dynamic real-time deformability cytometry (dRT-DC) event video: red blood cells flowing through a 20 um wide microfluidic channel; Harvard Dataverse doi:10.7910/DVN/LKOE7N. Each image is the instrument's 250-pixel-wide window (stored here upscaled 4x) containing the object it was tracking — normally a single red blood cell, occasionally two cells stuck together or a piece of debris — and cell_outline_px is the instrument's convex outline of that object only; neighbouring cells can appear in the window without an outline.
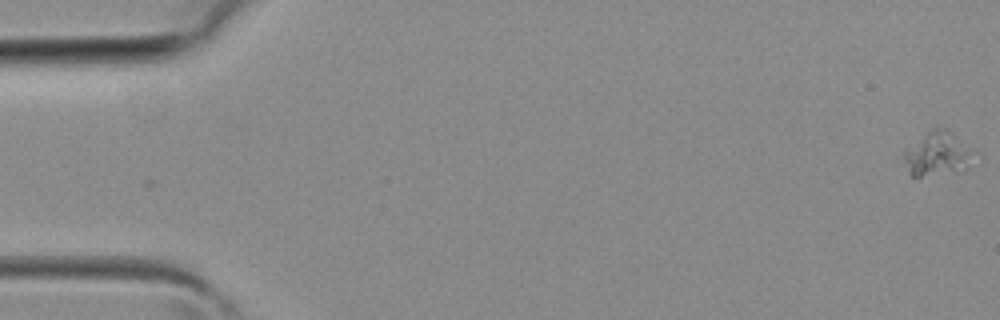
{"species": "common noctule bat (a hibernating species)", "species_latin": "Nyctalus noctula", "temperature_condition": "room temperature", "stored_images_in_passage": 3, "camera_frame_rate_fps": 3000, "um_per_image_px": 0.085, "animal": {"sex": "female", "body_mass_g": 19.3, "forearm_length_mm": 54.1}, "frame": {"image": 1, "passage_image": 3, "time_ms": 0.667, "image_size_px": [1000, 320], "cell_outline_px": [[976, 152], [964, 168], [960, 172], [920, 176], [912, 176], [908, 172], [900, 156], [904, 152], [932, 128], [948, 128], [972, 148]], "centroid_in_image_um": [79.68, 13.08], "position_along_channel_um": 5.3, "area_um2": 17.92}}